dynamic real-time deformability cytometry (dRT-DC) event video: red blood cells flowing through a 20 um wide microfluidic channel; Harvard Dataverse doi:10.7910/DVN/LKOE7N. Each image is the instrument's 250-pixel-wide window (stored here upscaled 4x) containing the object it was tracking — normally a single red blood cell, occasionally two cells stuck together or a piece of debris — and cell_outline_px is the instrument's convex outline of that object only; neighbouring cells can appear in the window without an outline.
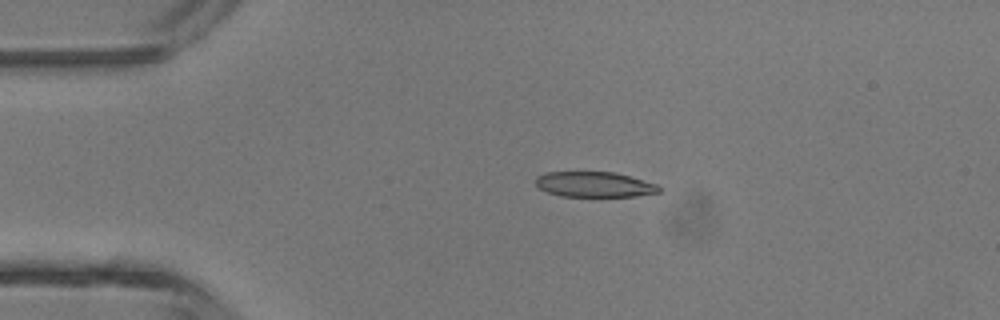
{"species": "common noctule bat (a hibernating species)", "species_latin": "Nyctalus noctula", "temperature_condition": "room temperature", "stored_images_in_passage": 2, "camera_frame_rate_fps": 3000, "um_per_image_px": 0.085, "animal": {"sex": "male", "body_mass_g": 13.3}, "frame": {"image": 1, "passage_image": 1, "time_ms": 0.0, "image_size_px": [1000, 320], "cell_outline_px": [[660, 192], [636, 196], [560, 196], [548, 192], [540, 188], [536, 184], [536, 176], [548, 172], [616, 172], [656, 184], [660, 188]], "centroid_in_image_um": [50.52, 15.67], "position_along_channel_um": 34.5, "area_um2": 18.03}}